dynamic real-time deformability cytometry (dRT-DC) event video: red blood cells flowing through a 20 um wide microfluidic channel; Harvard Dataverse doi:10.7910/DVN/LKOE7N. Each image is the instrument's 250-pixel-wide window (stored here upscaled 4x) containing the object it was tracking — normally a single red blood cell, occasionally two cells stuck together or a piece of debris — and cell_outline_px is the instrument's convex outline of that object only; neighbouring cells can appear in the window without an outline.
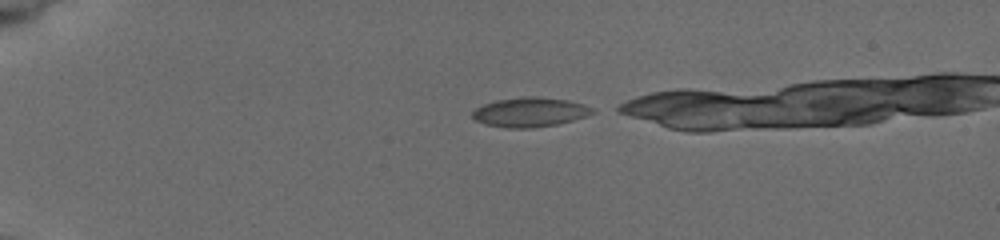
{"species": "common noctule bat (a hibernating species)", "species_latin": "Nyctalus noctula", "temperature_condition": "cold", "stored_images_in_passage": 5, "camera_frame_rate_fps": 3000, "um_per_image_px": 0.085, "animal": {"sex": "female", "body_mass_g": 19.5, "forearm_length_mm": 54.1}, "frame": {"image": 1, "passage_image": 1, "time_ms": 0.0, "image_size_px": [1000, 240], "cell_outline_px": [[596, 112], [572, 120], [556, 124], [532, 128], [508, 128], [484, 124], [476, 120], [472, 116], [472, 112], [476, 108], [484, 104], [496, 100], [524, 96], [536, 96], [564, 100], [596, 108]], "centroid_in_image_um": [45.01, 9.53], "position_along_channel_um": 40.0, "area_um2": 20.4}}
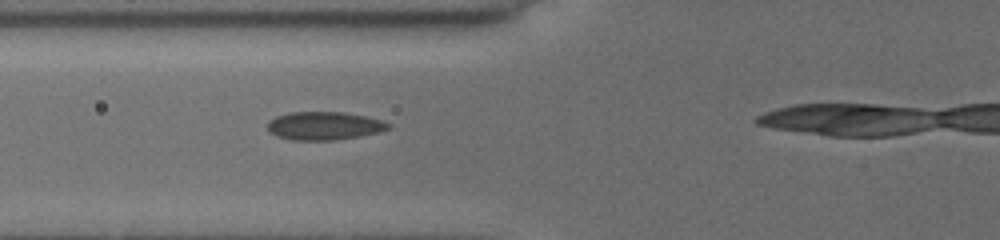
{"frame": {"image": 2, "passage_image": 4, "time_ms": 3.0, "image_size_px": [1000, 240], "cell_outline_px": [[392, 124], [388, 128], [376, 132], [360, 136], [332, 140], [292, 140], [276, 136], [268, 128], [268, 120], [276, 116], [288, 112], [344, 112], [364, 116], [380, 120]], "centroid_in_image_um": [27.51, 10.69], "position_along_channel_um": 98.3, "area_um2": 19.65}}